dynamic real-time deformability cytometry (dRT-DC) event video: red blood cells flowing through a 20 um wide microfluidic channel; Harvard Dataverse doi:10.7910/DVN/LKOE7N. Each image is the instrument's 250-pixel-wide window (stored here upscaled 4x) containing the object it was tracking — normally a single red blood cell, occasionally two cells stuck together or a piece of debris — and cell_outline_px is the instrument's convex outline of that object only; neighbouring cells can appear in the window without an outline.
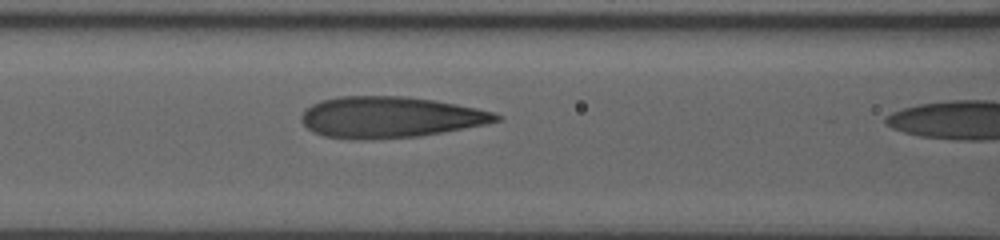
{"species": "human", "species_latin": "Homo sapiens", "temperature_condition": "room temperature", "stored_images_in_passage": 20, "camera_frame_rate_fps": 3000, "um_per_image_px": 0.085, "donor": {"sex": "male"}, "frame": {"image": 1, "passage_image": 19, "time_ms": 6.333, "image_size_px": [1000, 240], "cell_outline_px": [[500, 120], [484, 124], [420, 136], [372, 140], [352, 140], [324, 136], [312, 132], [300, 120], [300, 116], [312, 104], [320, 100], [340, 96], [404, 96], [432, 100], [456, 104], [476, 108], [492, 112], [500, 116]], "centroid_in_image_um": [33.08, 9.97], "position_along_channel_um": 133.5, "area_um2": 46.64}}